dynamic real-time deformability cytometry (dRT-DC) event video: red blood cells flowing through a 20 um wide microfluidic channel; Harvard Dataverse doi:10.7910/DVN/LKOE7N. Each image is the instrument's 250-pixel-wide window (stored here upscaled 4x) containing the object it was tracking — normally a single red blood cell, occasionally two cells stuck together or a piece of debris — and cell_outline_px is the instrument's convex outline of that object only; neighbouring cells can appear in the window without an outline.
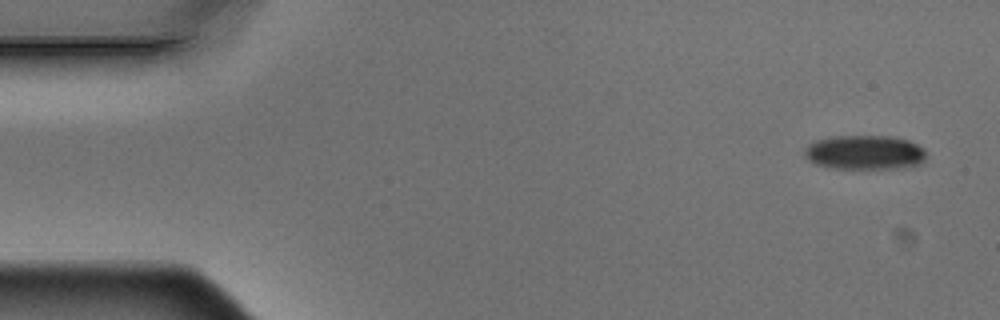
{"species": "Egyptian fruit bat (a non-hibernating species)", "species_latin": "Rousettus aegyptiacus", "temperature_condition": "warm", "stored_images_in_passage": 4, "camera_frame_rate_fps": 3000, "um_per_image_px": 0.085, "animal": {"sex": "male"}, "frame": {"image": 1, "passage_image": 1, "time_ms": 0.0, "image_size_px": [1000, 320], "cell_outline_px": [[924, 160], [920, 164], [900, 168], [828, 168], [816, 164], [804, 156], [804, 152], [808, 144], [816, 140], [836, 136], [892, 136], [908, 140], [924, 148]], "centroid_in_image_um": [73.49, 12.95], "position_along_channel_um": 11.5, "area_um2": 24.28}}
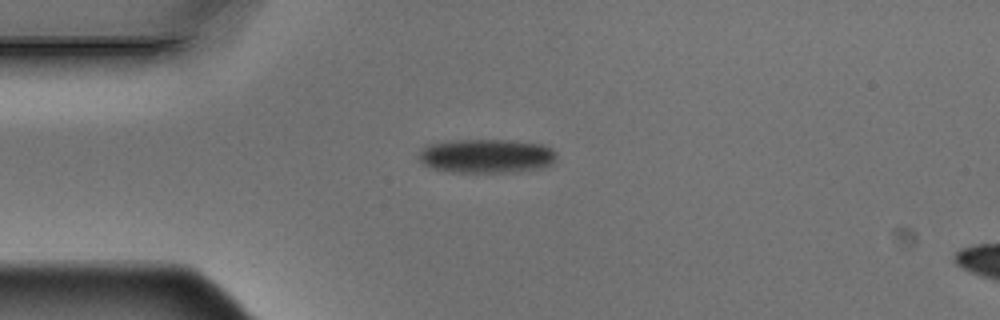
{"frame": {"image": 2, "passage_image": 4, "time_ms": 1.0, "image_size_px": [1000, 320], "cell_outline_px": [[556, 160], [552, 164], [540, 168], [504, 172], [452, 172], [432, 168], [424, 164], [416, 156], [424, 148], [432, 144], [452, 140], [512, 140], [540, 144], [552, 148], [556, 152]], "centroid_in_image_um": [41.37, 13.25], "position_along_channel_um": 43.6, "area_um2": 27.17}}